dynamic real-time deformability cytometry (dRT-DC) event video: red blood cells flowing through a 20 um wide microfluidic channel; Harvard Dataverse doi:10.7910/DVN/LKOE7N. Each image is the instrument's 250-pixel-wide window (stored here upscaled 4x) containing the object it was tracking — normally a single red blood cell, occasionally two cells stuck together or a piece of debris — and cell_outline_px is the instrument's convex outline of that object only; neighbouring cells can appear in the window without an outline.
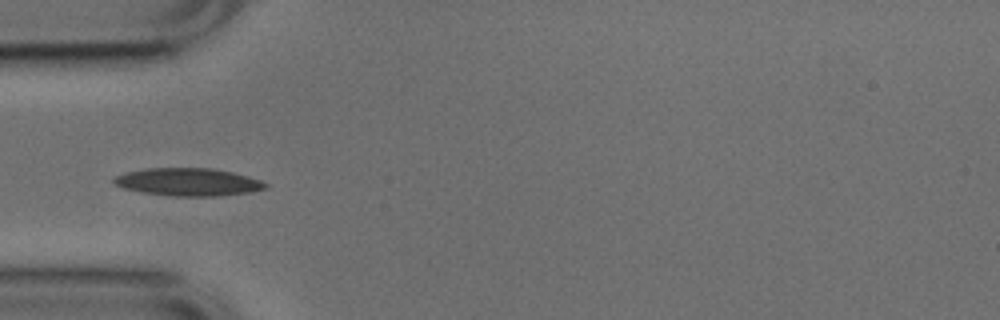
{"species": "common noctule bat (a hibernating species)", "species_latin": "Nyctalus noctula", "temperature_condition": "cold", "stored_images_in_passage": 51, "camera_frame_rate_fps": 3000, "um_per_image_px": 0.085, "animal": {"sex": "male", "body_mass_g": 17.9, "forearm_length_mm": 54.2}, "frame": {"image": 1, "passage_image": 15, "time_ms": 4.667, "image_size_px": [1000, 320], "cell_outline_px": [[268, 188], [252, 192], [216, 196], [172, 196], [144, 192], [124, 188], [112, 184], [112, 180], [116, 176], [128, 172], [148, 168], [212, 168], [232, 172], [248, 176], [260, 180], [268, 184]], "centroid_in_image_um": [16.03, 15.47], "position_along_channel_um": 69.0, "area_um2": 24.45}}
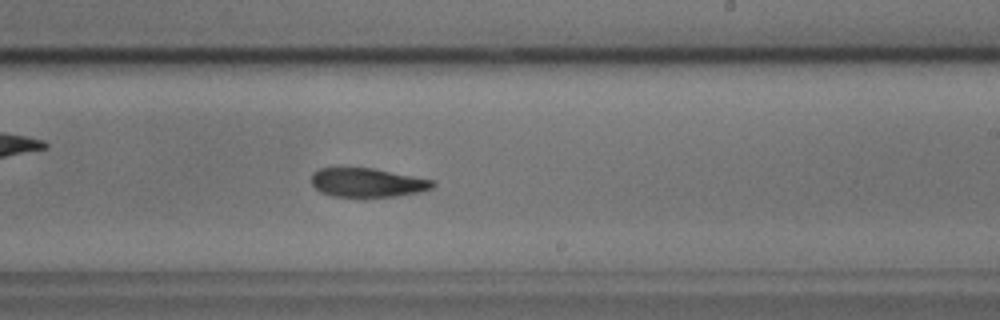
{"frame": {"image": 2, "passage_image": 30, "time_ms": 9.667, "image_size_px": [1000, 320], "cell_outline_px": [[436, 184], [432, 188], [416, 192], [396, 196], [364, 200], [332, 196], [320, 192], [312, 184], [312, 172], [320, 168], [372, 168], [436, 180]], "centroid_in_image_um": [31.22, 15.56], "position_along_channel_um": 257.8, "area_um2": 21.21}, "authors_computed_cell_mechanics": {"area_um2": 21.5016, "velocity_mm_per_s": 3.765, "shape_relaxation_time_tau1_ms": 2.9164, "shape_relaxation_time_tau2_ms": 2.8568, "deformation_change_tau1": 0.1331, "deformation_change_tau2": 0.1011}}